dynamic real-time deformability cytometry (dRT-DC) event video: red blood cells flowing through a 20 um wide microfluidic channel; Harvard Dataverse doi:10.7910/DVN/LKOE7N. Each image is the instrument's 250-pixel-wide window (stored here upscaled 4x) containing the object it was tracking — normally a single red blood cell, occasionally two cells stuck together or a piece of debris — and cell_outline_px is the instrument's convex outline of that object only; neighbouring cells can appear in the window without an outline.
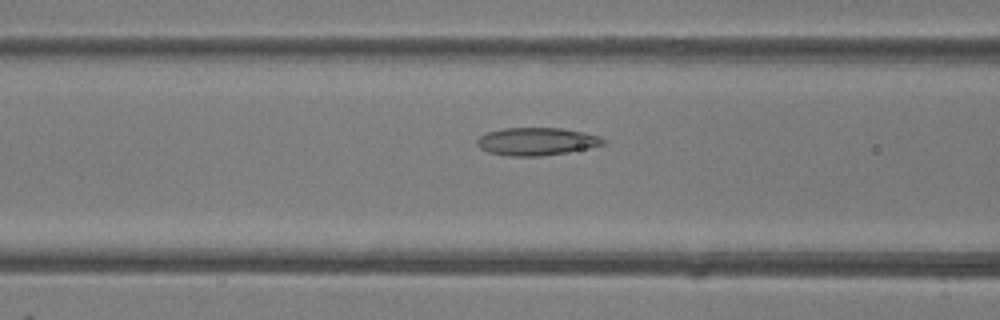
{"species": "common noctule bat (a hibernating species)", "species_latin": "Nyctalus noctula", "temperature_condition": "room temperature", "stored_images_in_passage": 38, "camera_frame_rate_fps": 3000, "um_per_image_px": 0.085, "animal": {"sex": "female"}, "frame": {"image": 1, "passage_image": 9, "time_ms": 2.667, "image_size_px": [1000, 320], "cell_outline_px": [[608, 140], [604, 144], [588, 148], [568, 152], [540, 156], [508, 156], [488, 152], [480, 148], [476, 144], [476, 140], [480, 136], [488, 132], [504, 128], [560, 128], [584, 132], [600, 136]], "centroid_in_image_um": [45.62, 12.02], "position_along_channel_um": 121.0, "area_um2": 20.46}}
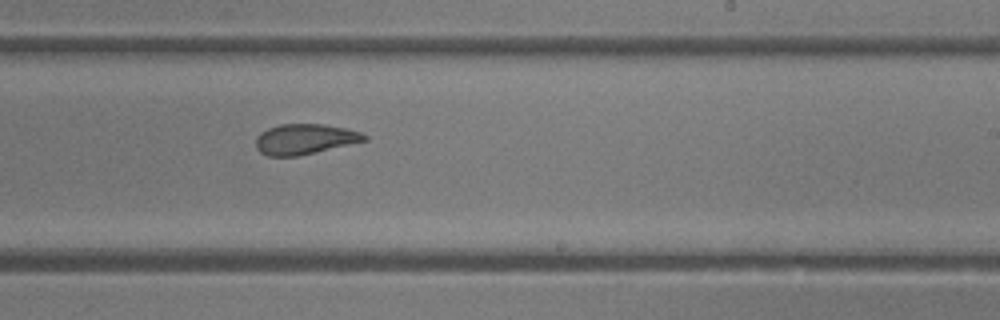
{"frame": {"image": 2, "passage_image": 19, "time_ms": 6.0, "image_size_px": [1000, 320], "cell_outline_px": [[368, 140], [296, 156], [268, 156], [260, 152], [256, 148], [256, 136], [260, 132], [268, 128], [280, 124], [324, 124], [344, 128], [360, 132], [368, 136]], "centroid_in_image_um": [25.88, 11.82], "position_along_channel_um": 263.1, "area_um2": 19.07}}
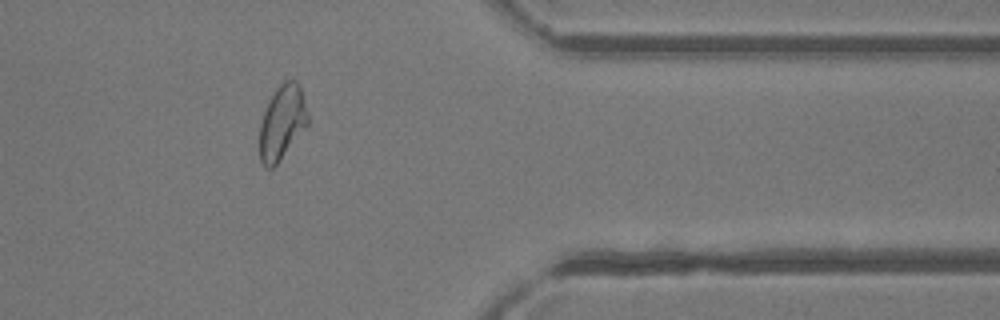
{"frame": {"image": 3, "passage_image": 29, "time_ms": 9.333, "image_size_px": [1000, 320], "cell_outline_px": [[308, 124], [276, 164], [272, 168], [268, 168], [260, 160], [260, 124], [264, 112], [276, 88], [284, 80], [296, 80], [300, 84], [308, 112]], "centroid_in_image_um": [24.0, 10.36], "position_along_channel_um": 387.4, "area_um2": 20.52}, "authors_computed_cell_mechanics": {"area_um2": 20.6924, "velocity_mm_per_s": 4.2809, "shape_relaxation_time_tau1_ms": 8.5382, "shape_relaxation_time_tau2_ms": 1.9026, "deformation_change_tau1": 0.1957, "deformation_change_tau2": 0.0866}}